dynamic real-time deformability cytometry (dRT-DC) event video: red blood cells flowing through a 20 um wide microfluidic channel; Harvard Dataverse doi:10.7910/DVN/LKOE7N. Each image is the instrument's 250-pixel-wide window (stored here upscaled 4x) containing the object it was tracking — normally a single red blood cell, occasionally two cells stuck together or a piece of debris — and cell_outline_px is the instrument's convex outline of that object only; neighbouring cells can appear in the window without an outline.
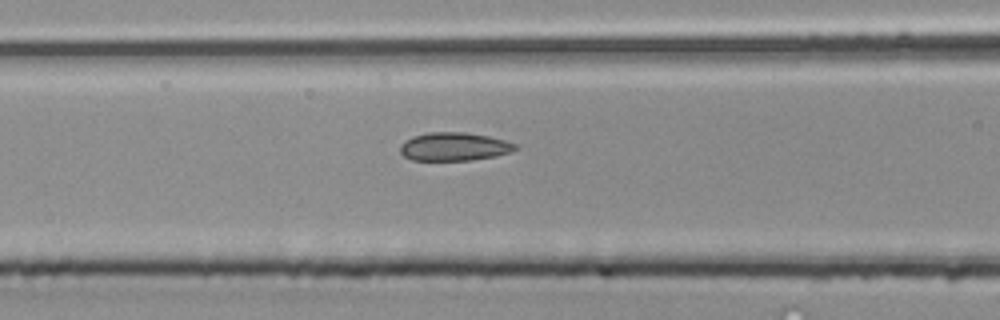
{"species": "common noctule bat (a hibernating species)", "species_latin": "Nyctalus noctula", "temperature_condition": "room temperature", "stored_images_in_passage": 10, "camera_frame_rate_fps": 3000, "um_per_image_px": 0.085, "animal": {"sex": "male", "body_mass_g": 20.4}, "frame": {"image": 1, "passage_image": 9, "time_ms": 2.667, "image_size_px": [1000, 320], "cell_outline_px": [[516, 148], [512, 152], [496, 156], [472, 160], [412, 160], [404, 156], [400, 152], [400, 144], [404, 140], [412, 136], [428, 132], [464, 132], [488, 136], [504, 140], [516, 144]], "centroid_in_image_um": [38.57, 12.46], "position_along_channel_um": 128.0, "area_um2": 19.07}}